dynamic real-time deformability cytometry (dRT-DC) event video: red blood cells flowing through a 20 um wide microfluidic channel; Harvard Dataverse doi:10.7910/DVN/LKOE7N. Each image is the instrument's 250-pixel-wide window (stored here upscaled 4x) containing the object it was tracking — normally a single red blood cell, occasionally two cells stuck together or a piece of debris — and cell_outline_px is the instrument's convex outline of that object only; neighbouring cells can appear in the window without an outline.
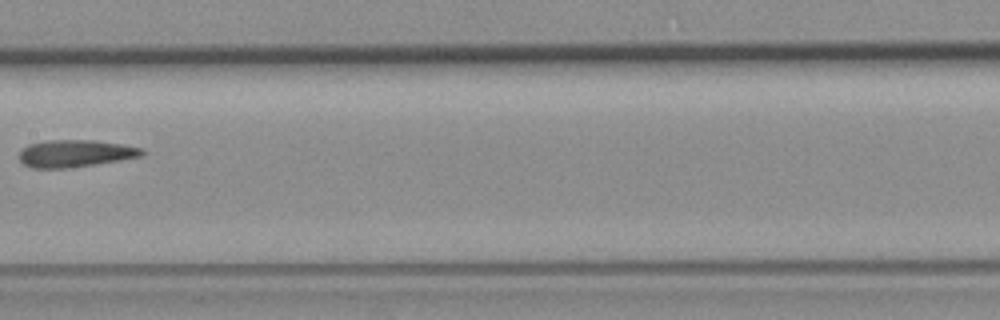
{"species": "common noctule bat (a hibernating species)", "species_latin": "Nyctalus noctula", "temperature_condition": "room temperature", "stored_images_in_passage": 10, "camera_frame_rate_fps": 3000, "um_per_image_px": 0.085, "animal": {"sex": "female", "body_mass_g": 19.3, "forearm_length_mm": 54.1}, "frame": {"image": 1, "passage_image": 9, "time_ms": 10.667, "image_size_px": [1000, 320], "cell_outline_px": [[144, 152], [140, 156], [120, 160], [64, 168], [32, 168], [24, 164], [20, 160], [20, 152], [28, 144], [48, 140], [92, 140], [120, 144], [140, 148]], "centroid_in_image_um": [6.34, 13.04], "position_along_channel_um": 201.1, "area_um2": 19.02}}
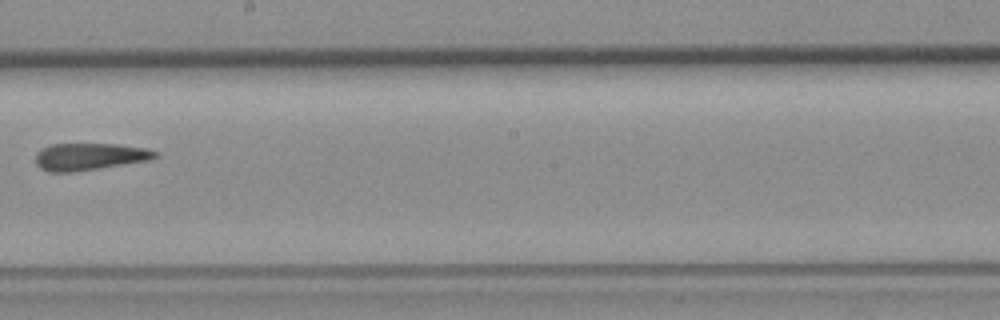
{"frame": {"image": 2, "passage_image": 10, "time_ms": 11.667, "image_size_px": [1000, 320], "cell_outline_px": [[160, 156], [152, 160], [100, 168], [72, 172], [48, 172], [40, 168], [36, 164], [36, 152], [40, 148], [52, 144], [116, 144], [148, 148], [156, 152]], "centroid_in_image_um": [7.62, 13.31], "position_along_channel_um": 240.6, "area_um2": 19.13}}